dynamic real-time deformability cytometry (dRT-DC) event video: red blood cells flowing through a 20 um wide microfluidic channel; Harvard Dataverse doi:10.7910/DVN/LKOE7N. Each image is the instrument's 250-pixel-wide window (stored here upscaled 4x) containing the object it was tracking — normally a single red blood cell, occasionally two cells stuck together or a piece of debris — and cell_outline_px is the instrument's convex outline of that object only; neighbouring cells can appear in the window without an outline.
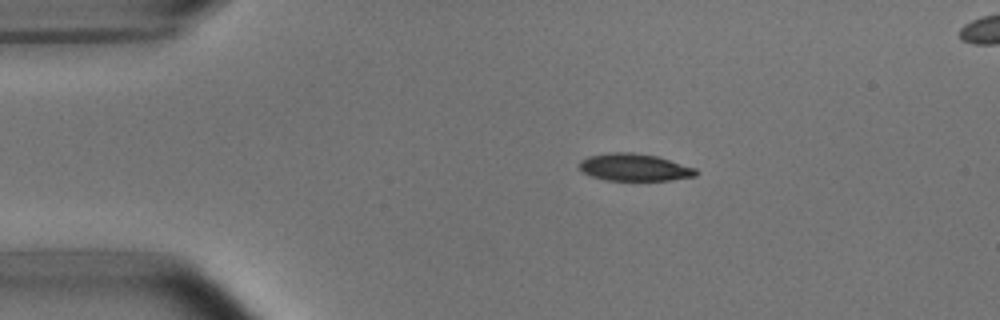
{"species": "common noctule bat (a hibernating species)", "species_latin": "Nyctalus noctula", "temperature_condition": "room temperature", "stored_images_in_passage": 13, "camera_frame_rate_fps": 3000, "um_per_image_px": 0.085, "animal": {"sex": "male", "body_mass_g": 15.6}, "frame": {"image": 1, "passage_image": 1, "time_ms": 0.0, "image_size_px": [1000, 320], "cell_outline_px": [[700, 172], [696, 176], [672, 180], [604, 180], [592, 176], [584, 172], [580, 168], [580, 160], [588, 156], [608, 152], [632, 152], [656, 156], [696, 168]], "centroid_in_image_um": [53.94, 14.22], "position_along_channel_um": 31.1, "area_um2": 18.55}}
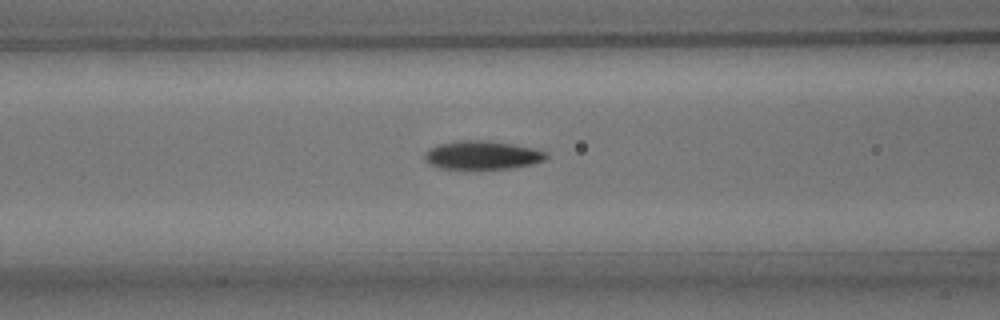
{"frame": {"image": 2, "passage_image": 12, "time_ms": 3.667, "image_size_px": [1000, 320], "cell_outline_px": [[548, 156], [544, 160], [532, 164], [508, 168], [440, 168], [428, 164], [424, 160], [424, 152], [428, 148], [436, 144], [456, 140], [488, 140], [512, 144], [548, 152]], "centroid_in_image_um": [40.92, 13.16], "position_along_channel_um": 125.7, "area_um2": 20.23}}